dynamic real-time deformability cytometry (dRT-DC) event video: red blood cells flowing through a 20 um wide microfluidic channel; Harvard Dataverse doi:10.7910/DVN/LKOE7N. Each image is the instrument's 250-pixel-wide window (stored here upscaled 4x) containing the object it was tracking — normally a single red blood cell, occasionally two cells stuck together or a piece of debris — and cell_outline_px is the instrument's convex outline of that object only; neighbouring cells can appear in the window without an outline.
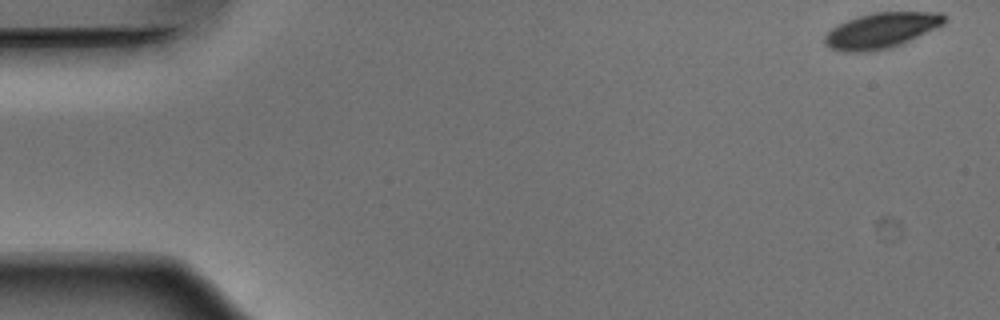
{"species": "Egyptian fruit bat (a non-hibernating species)", "species_latin": "Rousettus aegyptiacus", "temperature_condition": "warm", "stored_images_in_passage": 52, "camera_frame_rate_fps": 3000, "um_per_image_px": 0.085, "animal": {"sex": "male"}, "frame": {"image": 1, "passage_image": 1, "time_ms": 0.0, "image_size_px": [1000, 320], "cell_outline_px": [[944, 24], [892, 48], [868, 52], [844, 52], [832, 48], [824, 44], [824, 36], [832, 28], [856, 16], [872, 12], [940, 12], [944, 16]], "centroid_in_image_um": [74.88, 2.59], "position_along_channel_um": 10.1, "area_um2": 24.62}}
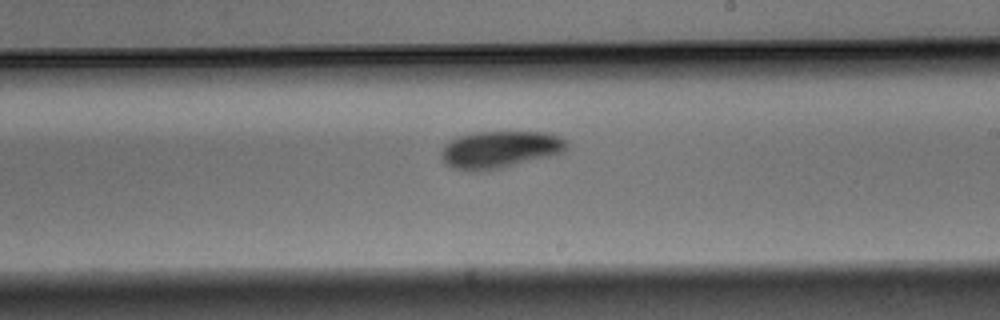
{"frame": {"image": 2, "passage_image": 30, "time_ms": 9.667, "image_size_px": [1000, 320], "cell_outline_px": [[568, 148], [564, 152], [556, 156], [500, 168], [480, 172], [456, 168], [444, 164], [440, 156], [440, 152], [452, 140], [460, 136], [476, 132], [548, 132], [564, 140], [568, 144]], "centroid_in_image_um": [42.54, 12.72], "position_along_channel_um": 246.5, "area_um2": 27.22}}
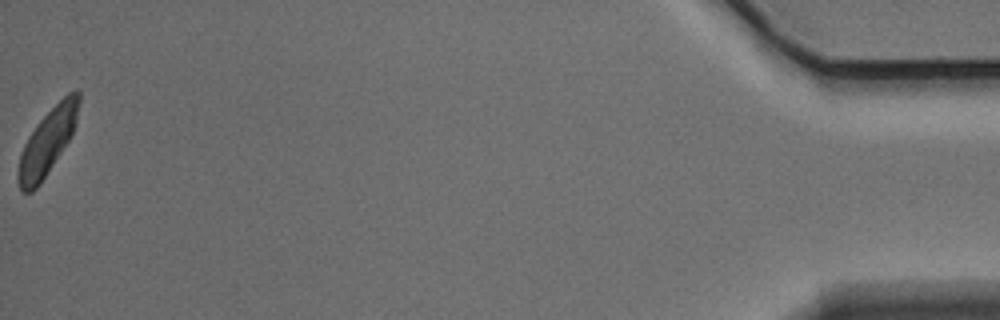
{"frame": {"image": 3, "passage_image": 52, "time_ms": 17.0, "image_size_px": [1000, 320], "cell_outline_px": [[80, 100], [76, 120], [72, 132], [68, 140], [40, 184], [32, 192], [20, 192], [16, 176], [16, 172], [20, 152], [28, 136], [40, 120], [68, 92], [80, 92]], "centroid_in_image_um": [3.97, 12.11], "position_along_channel_um": 431.2, "area_um2": 22.83}, "authors_computed_cell_mechanics": {"area_um2": 25.7788, "velocity_mm_per_s": 3.8424, "shape_relaxation_time_tau1_ms": 2.4707, "shape_relaxation_time_tau2_ms": null, "deformation_change_tau1": 0.1098, "deformation_change_tau2": null}}